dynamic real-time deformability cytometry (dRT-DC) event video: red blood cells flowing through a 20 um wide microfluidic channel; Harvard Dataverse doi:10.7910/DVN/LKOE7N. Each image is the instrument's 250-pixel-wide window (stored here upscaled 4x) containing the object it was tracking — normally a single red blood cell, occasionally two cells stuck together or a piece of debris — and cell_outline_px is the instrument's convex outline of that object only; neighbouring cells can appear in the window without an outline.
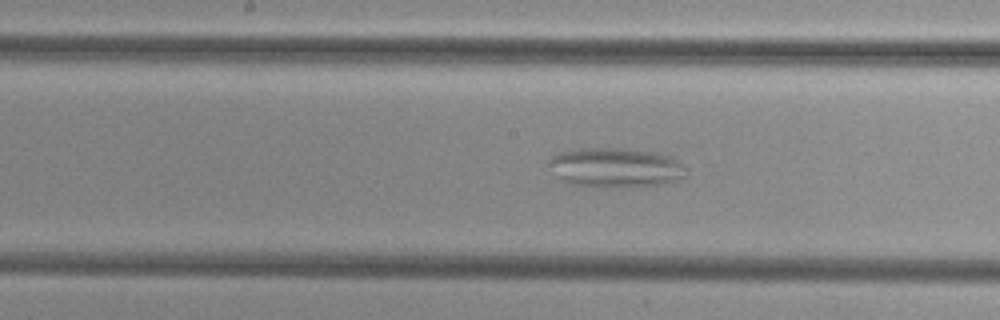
{"species": "common noctule bat (a hibernating species)", "species_latin": "Nyctalus noctula", "temperature_condition": "cold", "stored_images_in_passage": 38, "camera_frame_rate_fps": 3000, "um_per_image_px": 0.085, "animal": {"sex": "female", "body_mass_g": 29.2, "forearm_length_mm": 56.3}, "frame": {"image": 1, "passage_image": 12, "time_ms": 3.667, "image_size_px": [1000, 320], "cell_outline_px": [[688, 176], [680, 180], [664, 184], [612, 188], [600, 188], [572, 184], [556, 176], [552, 160], [552, 156], [560, 152], [580, 148], [628, 148], [656, 152], [672, 156], [688, 168]], "centroid_in_image_um": [52.46, 14.25], "position_along_channel_um": 195.7, "area_um2": 32.02}}
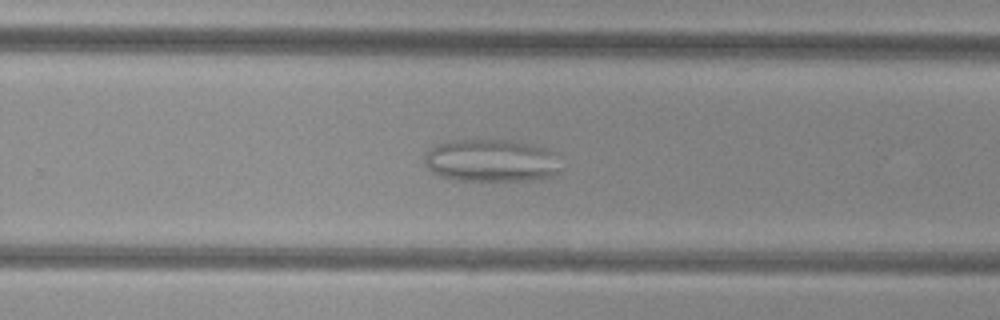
{"frame": {"image": 2, "passage_image": 19, "time_ms": 6.0, "image_size_px": [1000, 320], "cell_outline_px": [[556, 172], [552, 176], [540, 180], [456, 180], [436, 176], [424, 164], [424, 156], [432, 144], [452, 140], [516, 140], [532, 144], [544, 148], [552, 152]], "centroid_in_image_um": [41.62, 13.64], "position_along_channel_um": 288.2, "area_um2": 33.81}}
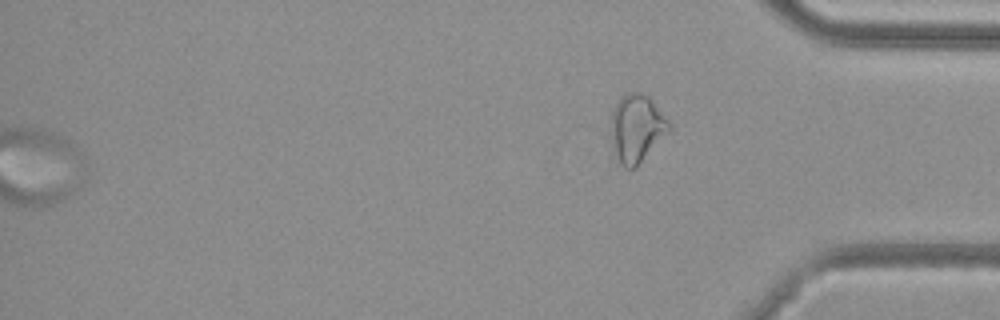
{"frame": {"image": 3, "passage_image": 38, "time_ms": 12.333, "image_size_px": [1000, 320], "cell_outline_px": [[672, 128], [636, 168], [608, 168], [608, 164], [612, 112], [616, 104], [628, 92], [640, 92], [648, 96], [652, 100], [672, 124]], "centroid_in_image_um": [54.01, 11.08], "position_along_channel_um": 381.2, "area_um2": 24.45}}